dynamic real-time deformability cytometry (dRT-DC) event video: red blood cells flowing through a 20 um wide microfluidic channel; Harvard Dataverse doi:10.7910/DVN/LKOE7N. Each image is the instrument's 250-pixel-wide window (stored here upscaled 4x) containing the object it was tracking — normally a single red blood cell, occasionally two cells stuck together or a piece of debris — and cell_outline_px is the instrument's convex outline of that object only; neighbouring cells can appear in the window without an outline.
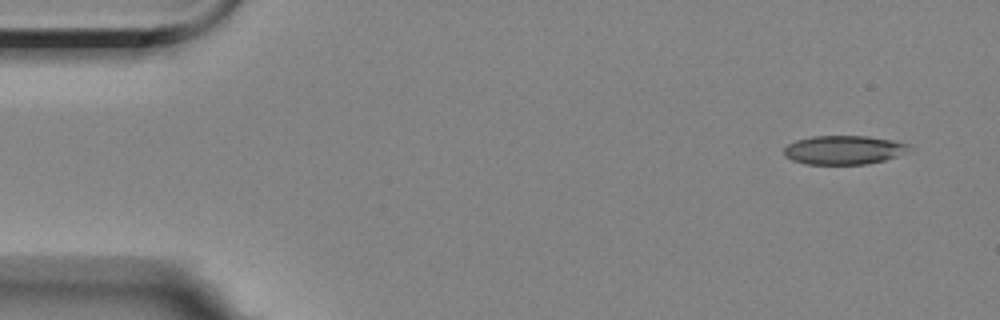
{"species": "Egyptian fruit bat (a non-hibernating species)", "species_latin": "Rousettus aegyptiacus", "temperature_condition": "room temperature", "stored_images_in_passage": 9, "camera_frame_rate_fps": 3000, "um_per_image_px": 0.085, "animal": {"sex": "female"}, "frame": {"image": 1, "passage_image": 1, "time_ms": 0.0, "image_size_px": [1000, 320], "cell_outline_px": [[912, 148], [908, 152], [884, 160], [864, 164], [808, 164], [792, 160], [784, 156], [784, 148], [788, 144], [796, 140], [812, 136], [868, 136], [892, 140], [912, 144]], "centroid_in_image_um": [71.75, 12.74], "position_along_channel_um": 13.3, "area_um2": 21.15}}
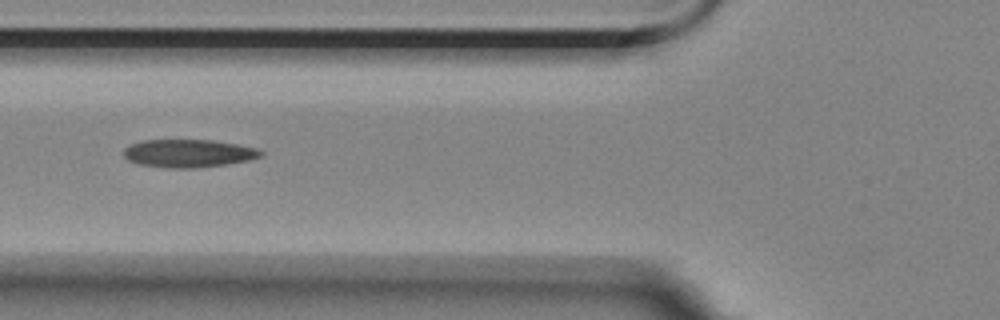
{"frame": {"image": 2, "passage_image": 6, "time_ms": 5.667, "image_size_px": [1000, 320], "cell_outline_px": [[264, 156], [248, 160], [228, 164], [196, 168], [168, 168], [140, 164], [128, 160], [124, 156], [124, 148], [132, 144], [144, 140], [212, 140], [236, 144], [256, 148], [264, 152]], "centroid_in_image_um": [16.05, 13.04], "position_along_channel_um": 109.8, "area_um2": 22.31}}
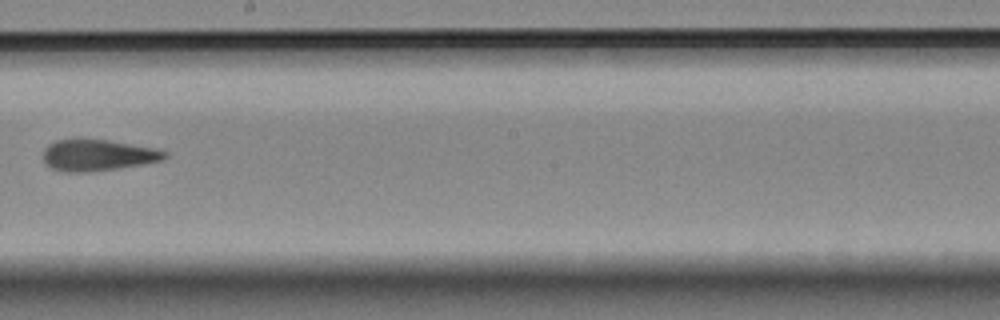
{"frame": {"image": 3, "passage_image": 9, "time_ms": 9.333, "image_size_px": [1000, 320], "cell_outline_px": [[168, 156], [164, 160], [144, 164], [88, 172], [64, 172], [52, 168], [44, 164], [44, 148], [48, 144], [56, 140], [80, 136], [108, 140], [156, 148], [168, 152]], "centroid_in_image_um": [8.29, 13.15], "position_along_channel_um": 239.9, "area_um2": 22.89}}